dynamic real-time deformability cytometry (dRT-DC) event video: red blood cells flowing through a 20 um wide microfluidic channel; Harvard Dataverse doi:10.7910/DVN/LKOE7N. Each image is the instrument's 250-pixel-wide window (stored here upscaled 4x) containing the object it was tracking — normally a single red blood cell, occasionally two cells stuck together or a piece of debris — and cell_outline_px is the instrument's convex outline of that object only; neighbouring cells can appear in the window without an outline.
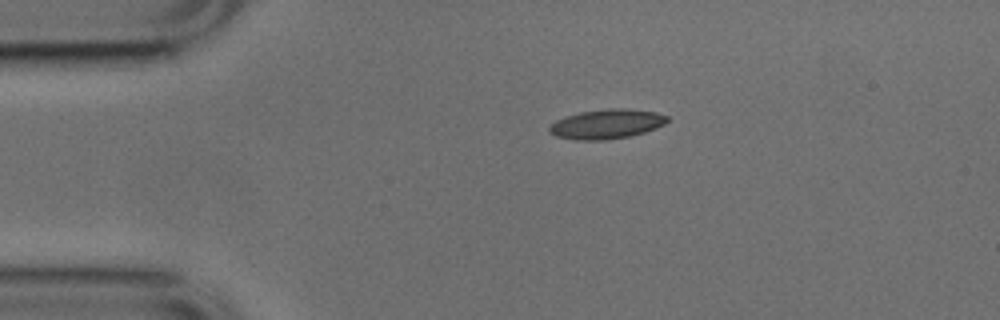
{"species": "common noctule bat (a hibernating species)", "species_latin": "Nyctalus noctula", "temperature_condition": "cold", "stored_images_in_passage": 38, "camera_frame_rate_fps": 3000, "um_per_image_px": 0.085, "animal": {"sex": "male", "body_mass_g": 17.9, "forearm_length_mm": 54.2}, "frame": {"image": 1, "passage_image": 1, "time_ms": 0.0, "image_size_px": [1000, 320], "cell_outline_px": [[668, 120], [664, 124], [656, 128], [632, 136], [604, 140], [572, 140], [556, 136], [548, 132], [548, 128], [556, 120], [580, 112], [608, 108], [624, 108], [656, 112], [668, 116]], "centroid_in_image_um": [51.56, 10.55], "position_along_channel_um": 33.4, "area_um2": 20.35}}
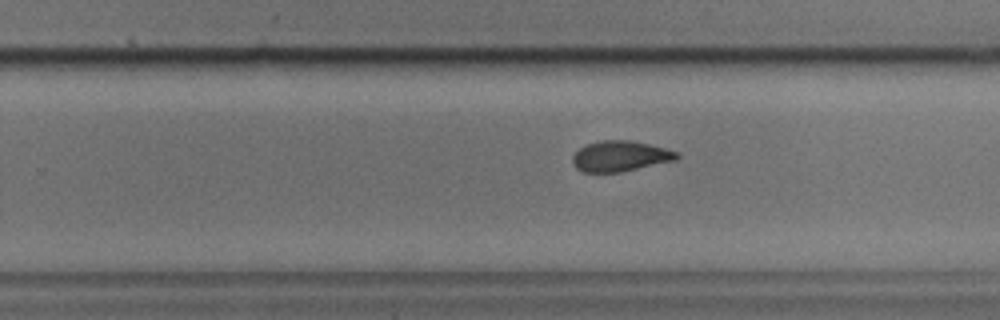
{"frame": {"image": 2, "passage_image": 23, "time_ms": 7.333, "image_size_px": [1000, 320], "cell_outline_px": [[680, 156], [676, 160], [620, 172], [584, 172], [576, 168], [572, 164], [572, 156], [584, 144], [600, 140], [632, 140], [664, 148], [676, 152]], "centroid_in_image_um": [52.68, 13.27], "position_along_channel_um": 277.1, "area_um2": 18.55}}
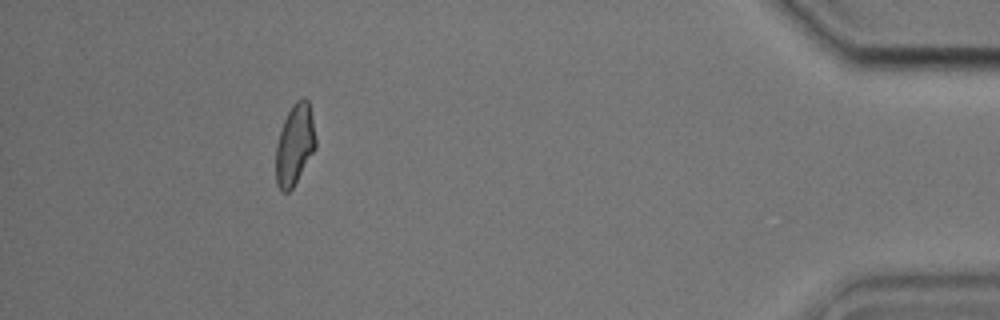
{"frame": {"image": 3, "passage_image": 38, "time_ms": 12.333, "image_size_px": [1000, 320], "cell_outline_px": [[316, 148], [292, 188], [288, 192], [284, 192], [276, 184], [276, 144], [284, 120], [292, 104], [296, 100], [304, 96], [308, 100], [312, 116], [316, 136]], "centroid_in_image_um": [25.06, 12.26], "position_along_channel_um": 410.1, "area_um2": 18.73}, "authors_computed_cell_mechanics": {"area_um2": 19.2474, "velocity_mm_per_s": 3.8342, "shape_relaxation_time_tau1_ms": 5.3295, "shape_relaxation_time_tau2_ms": 2.46, "deformation_change_tau1": 0.1669, "deformation_change_tau2": 0.0943}}